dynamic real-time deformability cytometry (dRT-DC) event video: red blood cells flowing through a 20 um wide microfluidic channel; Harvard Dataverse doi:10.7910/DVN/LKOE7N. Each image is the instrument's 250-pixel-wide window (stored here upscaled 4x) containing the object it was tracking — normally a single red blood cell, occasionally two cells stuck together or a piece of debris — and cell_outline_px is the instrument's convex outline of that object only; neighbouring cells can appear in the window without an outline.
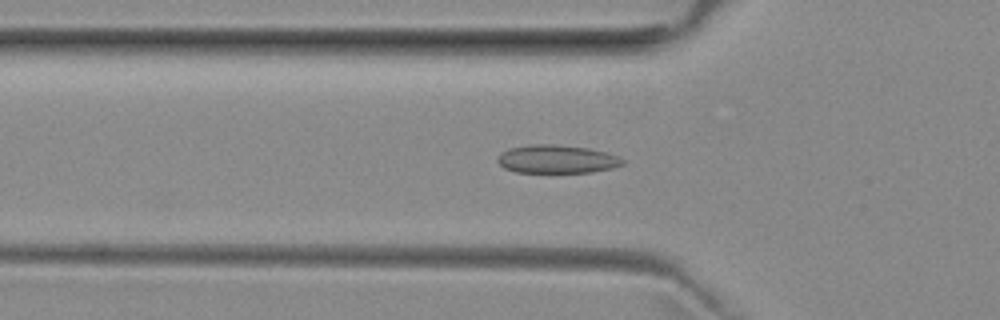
{"species": "common noctule bat (a hibernating species)", "species_latin": "Nyctalus noctula", "temperature_condition": "room temperature", "stored_images_in_passage": 50, "camera_frame_rate_fps": 3000, "um_per_image_px": 0.085, "animal": {"sex": "female", "body_mass_g": 29.2, "forearm_length_mm": 56.3}, "frame": {"image": 1, "passage_image": 17, "time_ms": 5.333, "image_size_px": [1000, 320], "cell_outline_px": [[624, 164], [612, 168], [592, 172], [516, 172], [504, 168], [496, 160], [496, 156], [500, 152], [508, 148], [528, 144], [552, 144], [588, 148], [608, 152], [624, 160]], "centroid_in_image_um": [47.28, 13.52], "position_along_channel_um": 78.5, "area_um2": 20.75}}
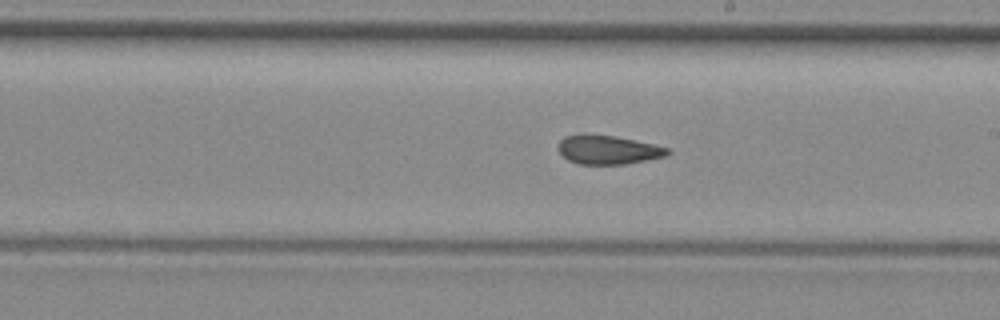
{"frame": {"image": 2, "passage_image": 29, "time_ms": 9.333, "image_size_px": [1000, 320], "cell_outline_px": [[672, 152], [668, 156], [624, 164], [580, 164], [568, 160], [560, 152], [560, 140], [564, 136], [584, 132], [616, 136], [636, 140], [668, 148]], "centroid_in_image_um": [51.69, 12.7], "position_along_channel_um": 237.3, "area_um2": 18.61}}
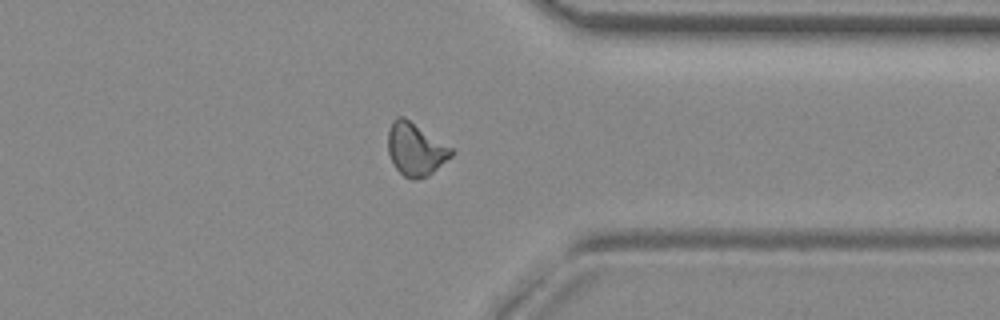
{"frame": {"image": 3, "passage_image": 40, "time_ms": 13.0, "image_size_px": [1000, 320], "cell_outline_px": [[452, 156], [428, 176], [416, 180], [412, 180], [404, 176], [396, 168], [388, 152], [388, 132], [392, 120], [396, 116], [404, 116], [452, 148]], "centroid_in_image_um": [35.3, 12.68], "position_along_channel_um": 376.1, "area_um2": 19.36}, "authors_computed_cell_mechanics": {"area_um2": 19.2185, "velocity_mm_per_s": 3.9534, "shape_relaxation_time_tau1_ms": null, "shape_relaxation_time_tau2_ms": 3.4001, "deformation_change_tau1": null, "deformation_change_tau2": 0.0778}}